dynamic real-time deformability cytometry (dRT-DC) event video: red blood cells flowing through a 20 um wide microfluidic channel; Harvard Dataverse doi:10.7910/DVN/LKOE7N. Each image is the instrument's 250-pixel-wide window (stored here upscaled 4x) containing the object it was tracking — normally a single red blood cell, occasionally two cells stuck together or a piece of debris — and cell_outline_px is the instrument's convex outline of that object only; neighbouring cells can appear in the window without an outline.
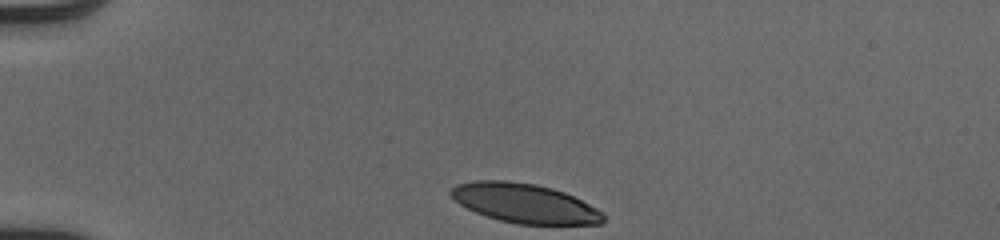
{"species": "human", "species_latin": "Homo sapiens", "temperature_condition": "cold", "stored_images_in_passage": 33, "camera_frame_rate_fps": 3000, "um_per_image_px": 0.085, "donor": {"sex": "male"}, "frame": {"image": 1, "passage_image": 1, "time_ms": 0.0, "image_size_px": [1000, 240], "cell_outline_px": [[604, 224], [516, 224], [500, 220], [476, 212], [460, 204], [448, 192], [456, 184], [472, 180], [508, 180], [536, 184], [552, 188], [564, 192], [604, 212]], "centroid_in_image_um": [44.59, 17.27], "position_along_channel_um": 40.4, "area_um2": 34.85}}
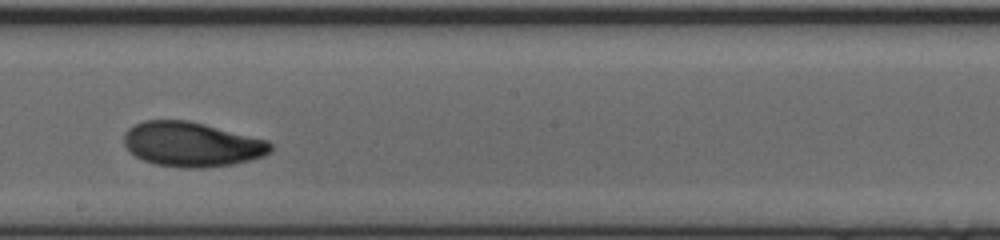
{"frame": {"image": 2, "passage_image": 19, "time_ms": 6.0, "image_size_px": [1000, 240], "cell_outline_px": [[272, 152], [264, 156], [232, 164], [204, 168], [180, 168], [156, 164], [144, 160], [136, 156], [124, 144], [124, 132], [128, 128], [144, 120], [188, 120], [268, 140], [272, 144]], "centroid_in_image_um": [16.31, 12.27], "position_along_channel_um": 231.9, "area_um2": 38.09}}
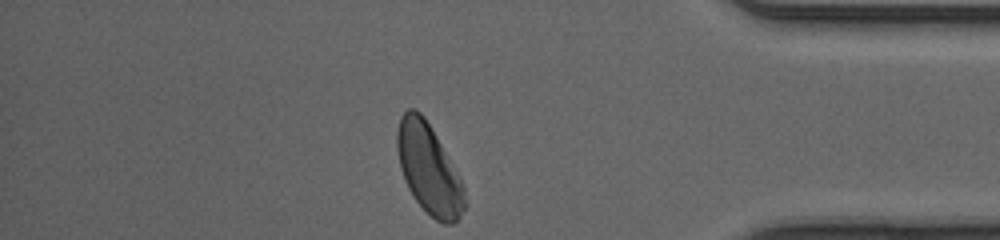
{"frame": {"image": 3, "passage_image": 33, "time_ms": 10.667, "image_size_px": [1000, 240], "cell_outline_px": [[464, 208], [460, 216], [452, 224], [444, 224], [436, 220], [412, 196], [404, 180], [400, 168], [396, 148], [396, 132], [400, 116], [408, 108], [412, 108], [420, 112], [424, 116], [456, 168], [464, 188]], "centroid_in_image_um": [36.42, 14.33], "position_along_channel_um": 398.8, "area_um2": 35.2}, "authors_computed_cell_mechanics": {"area_um2": 36.992, "velocity_mm_per_s": 4.0821, "shape_relaxation_time_tau1_ms": 3.5354, "shape_relaxation_time_tau2_ms": 3.019, "deformation_change_tau1": 0.1508, "deformation_change_tau2": 0.0822}}